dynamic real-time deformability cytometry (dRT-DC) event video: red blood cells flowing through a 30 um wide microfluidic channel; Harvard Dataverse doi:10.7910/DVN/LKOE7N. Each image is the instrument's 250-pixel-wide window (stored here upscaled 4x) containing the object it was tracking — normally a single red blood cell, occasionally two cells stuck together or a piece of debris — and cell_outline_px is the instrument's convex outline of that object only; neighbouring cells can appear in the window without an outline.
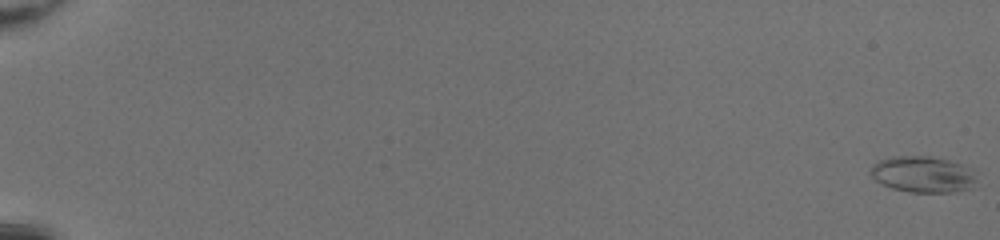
{"species": "common noctule bat (a hibernating species)", "species_latin": "Nyctalus noctula", "temperature_condition": "room temperature", "stored_images_in_passage": 52, "camera_frame_rate_fps": 3000, "um_per_image_px": 0.085, "animal": {"sex": "female", "body_mass_g": 20.0, "forearm_length_mm": 54.0}, "frame": {"image": 1, "passage_image": 1, "time_ms": 0.0, "image_size_px": [1000, 240], "cell_outline_px": [[976, 180], [972, 188], [956, 192], [908, 192], [892, 188], [876, 180], [868, 172], [872, 164], [880, 160], [892, 156], [932, 156], [948, 160], [972, 168]], "centroid_in_image_um": [78.44, 14.82], "position_along_channel_um": 6.6, "area_um2": 22.54}}
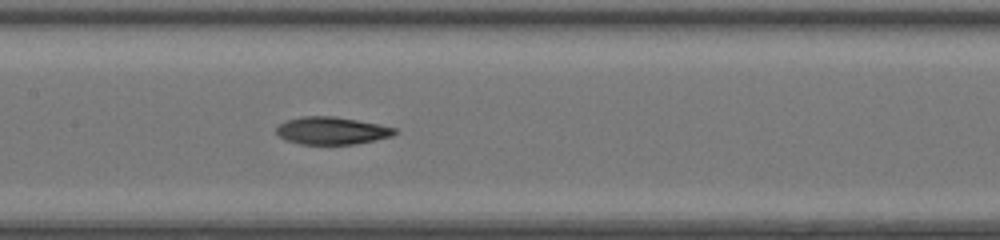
{"frame": {"image": 2, "passage_image": 29, "time_ms": 9.333, "image_size_px": [1000, 240], "cell_outline_px": [[400, 132], [392, 136], [376, 140], [352, 144], [300, 144], [288, 140], [280, 136], [276, 132], [276, 128], [280, 124], [288, 120], [300, 116], [336, 116], [380, 124], [396, 128]], "centroid_in_image_um": [28.26, 11.1], "position_along_channel_um": 179.1, "area_um2": 19.02}}
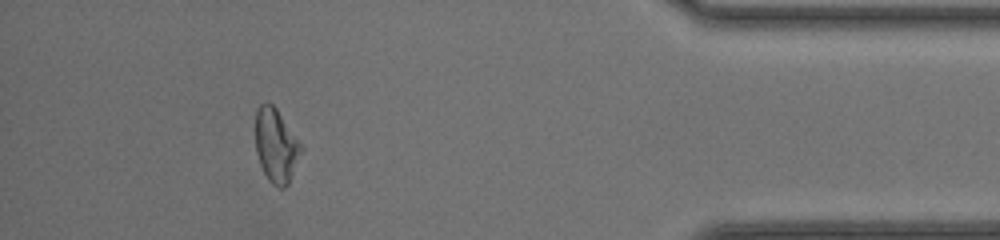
{"frame": {"image": 3, "passage_image": 48, "time_ms": 15.667, "image_size_px": [1000, 240], "cell_outline_px": [[304, 148], [288, 184], [284, 188], [280, 188], [272, 184], [268, 180], [260, 164], [256, 152], [256, 108], [264, 100], [272, 104], [276, 108]], "centroid_in_image_um": [23.46, 12.36], "position_along_channel_um": 411.7, "area_um2": 19.65}, "authors_computed_cell_mechanics": {"area_um2": 19.941, "velocity_mm_per_s": 4.305, "shape_relaxation_time_tau1_ms": null, "shape_relaxation_time_tau2_ms": 2.3038, "deformation_change_tau1": null, "deformation_change_tau2": 0.1056}}